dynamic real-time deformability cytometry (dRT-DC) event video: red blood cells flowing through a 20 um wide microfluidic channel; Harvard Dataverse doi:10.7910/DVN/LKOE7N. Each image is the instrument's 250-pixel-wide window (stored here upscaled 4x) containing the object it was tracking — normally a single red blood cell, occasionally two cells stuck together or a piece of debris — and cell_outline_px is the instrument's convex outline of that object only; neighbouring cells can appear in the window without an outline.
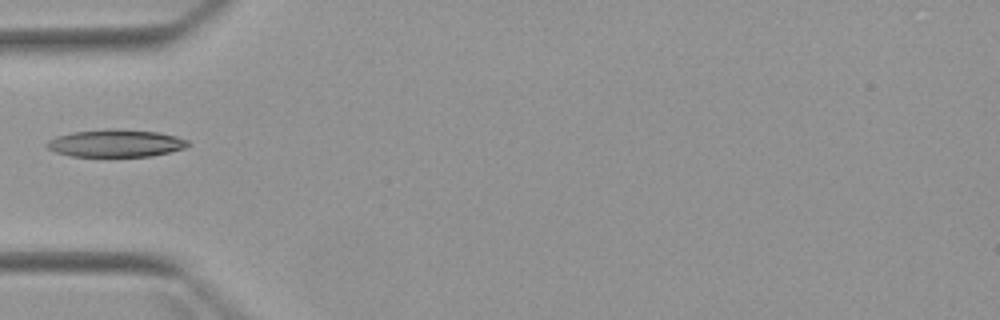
{"species": "Egyptian fruit bat (a non-hibernating species)", "species_latin": "Rousettus aegyptiacus", "temperature_condition": "warm", "stored_images_in_passage": 5, "camera_frame_rate_fps": 3000, "um_per_image_px": 0.085, "animal": {"sex": "female"}, "frame": {"image": 1, "passage_image": 5, "time_ms": 4.667, "image_size_px": [1000, 320], "cell_outline_px": [[192, 144], [184, 148], [152, 156], [72, 156], [56, 152], [48, 148], [44, 144], [48, 140], [56, 136], [72, 132], [104, 128], [116, 128], [156, 132], [176, 136], [188, 140]], "centroid_in_image_um": [9.83, 12.16], "position_along_channel_um": 75.2, "area_um2": 22.72}}